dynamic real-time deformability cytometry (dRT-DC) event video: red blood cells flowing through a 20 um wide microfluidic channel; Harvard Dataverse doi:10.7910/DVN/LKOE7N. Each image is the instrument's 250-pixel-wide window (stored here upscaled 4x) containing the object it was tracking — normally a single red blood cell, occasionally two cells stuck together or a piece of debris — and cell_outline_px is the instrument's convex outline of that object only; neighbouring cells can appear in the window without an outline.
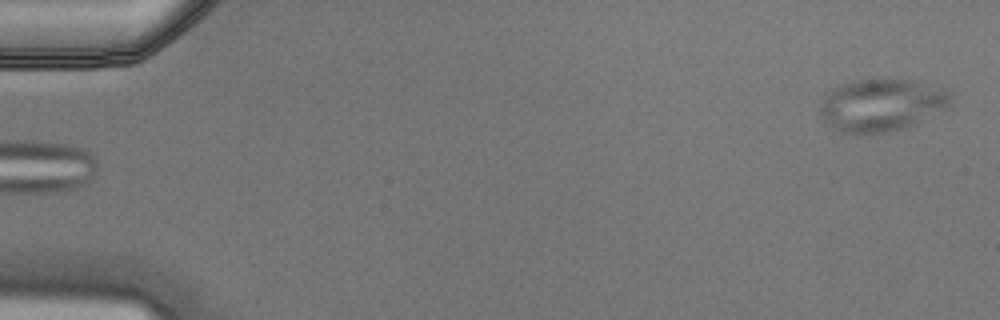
{"species": "Egyptian fruit bat (a non-hibernating species)", "species_latin": "Rousettus aegyptiacus", "temperature_condition": "cold", "stored_images_in_passage": 5, "camera_frame_rate_fps": 3000, "um_per_image_px": 0.085, "animal": {"sex": "male"}, "frame": {"image": 1, "passage_image": 5, "time_ms": 1.333, "image_size_px": [1000, 320], "cell_outline_px": [[952, 100], [948, 104], [916, 124], [908, 128], [884, 132], [840, 132], [832, 128], [816, 112], [820, 100], [824, 92], [832, 88], [844, 84], [860, 80], [912, 80], [944, 88], [952, 92]], "centroid_in_image_um": [74.86, 8.92], "position_along_channel_um": 10.1, "area_um2": 39.82}}